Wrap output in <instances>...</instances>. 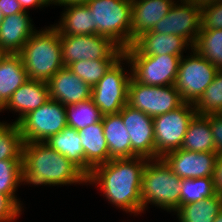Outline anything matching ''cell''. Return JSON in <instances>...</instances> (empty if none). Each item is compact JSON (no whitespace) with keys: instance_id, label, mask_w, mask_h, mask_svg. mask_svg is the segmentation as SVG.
<instances>
[{"instance_id":"1","label":"cell","mask_w":222,"mask_h":222,"mask_svg":"<svg viewBox=\"0 0 222 222\" xmlns=\"http://www.w3.org/2000/svg\"><path fill=\"white\" fill-rule=\"evenodd\" d=\"M148 160L139 156L111 159L92 170L87 184L100 187L109 203L136 216L142 212V174Z\"/></svg>"},{"instance_id":"2","label":"cell","mask_w":222,"mask_h":222,"mask_svg":"<svg viewBox=\"0 0 222 222\" xmlns=\"http://www.w3.org/2000/svg\"><path fill=\"white\" fill-rule=\"evenodd\" d=\"M20 183L35 186L86 184L87 176L45 142H31L23 144Z\"/></svg>"},{"instance_id":"3","label":"cell","mask_w":222,"mask_h":222,"mask_svg":"<svg viewBox=\"0 0 222 222\" xmlns=\"http://www.w3.org/2000/svg\"><path fill=\"white\" fill-rule=\"evenodd\" d=\"M18 55L29 79L47 82L64 67L60 34L53 25L36 30Z\"/></svg>"},{"instance_id":"4","label":"cell","mask_w":222,"mask_h":222,"mask_svg":"<svg viewBox=\"0 0 222 222\" xmlns=\"http://www.w3.org/2000/svg\"><path fill=\"white\" fill-rule=\"evenodd\" d=\"M181 180L162 158L148 160L142 174V213L148 204L175 212L180 207Z\"/></svg>"},{"instance_id":"5","label":"cell","mask_w":222,"mask_h":222,"mask_svg":"<svg viewBox=\"0 0 222 222\" xmlns=\"http://www.w3.org/2000/svg\"><path fill=\"white\" fill-rule=\"evenodd\" d=\"M94 34L109 38L119 48L131 46V0H88Z\"/></svg>"},{"instance_id":"6","label":"cell","mask_w":222,"mask_h":222,"mask_svg":"<svg viewBox=\"0 0 222 222\" xmlns=\"http://www.w3.org/2000/svg\"><path fill=\"white\" fill-rule=\"evenodd\" d=\"M131 77L143 85H174L182 56L143 55L134 45L124 50ZM130 64V65H129Z\"/></svg>"},{"instance_id":"7","label":"cell","mask_w":222,"mask_h":222,"mask_svg":"<svg viewBox=\"0 0 222 222\" xmlns=\"http://www.w3.org/2000/svg\"><path fill=\"white\" fill-rule=\"evenodd\" d=\"M183 57L179 63L174 87L185 103L195 104L212 83L219 69L192 48L190 56Z\"/></svg>"},{"instance_id":"8","label":"cell","mask_w":222,"mask_h":222,"mask_svg":"<svg viewBox=\"0 0 222 222\" xmlns=\"http://www.w3.org/2000/svg\"><path fill=\"white\" fill-rule=\"evenodd\" d=\"M17 124L24 143L45 142L68 126L66 106L50 98Z\"/></svg>"},{"instance_id":"9","label":"cell","mask_w":222,"mask_h":222,"mask_svg":"<svg viewBox=\"0 0 222 222\" xmlns=\"http://www.w3.org/2000/svg\"><path fill=\"white\" fill-rule=\"evenodd\" d=\"M64 67L81 60H119L124 50L98 34L60 35Z\"/></svg>"},{"instance_id":"10","label":"cell","mask_w":222,"mask_h":222,"mask_svg":"<svg viewBox=\"0 0 222 222\" xmlns=\"http://www.w3.org/2000/svg\"><path fill=\"white\" fill-rule=\"evenodd\" d=\"M196 114L193 103H184L176 110L153 118L155 159L181 148L188 125Z\"/></svg>"},{"instance_id":"11","label":"cell","mask_w":222,"mask_h":222,"mask_svg":"<svg viewBox=\"0 0 222 222\" xmlns=\"http://www.w3.org/2000/svg\"><path fill=\"white\" fill-rule=\"evenodd\" d=\"M126 62L127 59L121 57L92 87L91 99L103 116L119 113L127 104L131 71L122 66Z\"/></svg>"},{"instance_id":"12","label":"cell","mask_w":222,"mask_h":222,"mask_svg":"<svg viewBox=\"0 0 222 222\" xmlns=\"http://www.w3.org/2000/svg\"><path fill=\"white\" fill-rule=\"evenodd\" d=\"M185 102L174 85L150 86L135 81L128 86L127 105L155 117L182 106Z\"/></svg>"},{"instance_id":"13","label":"cell","mask_w":222,"mask_h":222,"mask_svg":"<svg viewBox=\"0 0 222 222\" xmlns=\"http://www.w3.org/2000/svg\"><path fill=\"white\" fill-rule=\"evenodd\" d=\"M201 29V7L180 0L171 7L170 11L151 32L159 34H174L183 37L192 47Z\"/></svg>"},{"instance_id":"14","label":"cell","mask_w":222,"mask_h":222,"mask_svg":"<svg viewBox=\"0 0 222 222\" xmlns=\"http://www.w3.org/2000/svg\"><path fill=\"white\" fill-rule=\"evenodd\" d=\"M119 113L130 136L131 158L155 159L153 117L127 104Z\"/></svg>"},{"instance_id":"15","label":"cell","mask_w":222,"mask_h":222,"mask_svg":"<svg viewBox=\"0 0 222 222\" xmlns=\"http://www.w3.org/2000/svg\"><path fill=\"white\" fill-rule=\"evenodd\" d=\"M218 154L216 152H194L176 149L166 153L162 159L181 179L213 177Z\"/></svg>"},{"instance_id":"16","label":"cell","mask_w":222,"mask_h":222,"mask_svg":"<svg viewBox=\"0 0 222 222\" xmlns=\"http://www.w3.org/2000/svg\"><path fill=\"white\" fill-rule=\"evenodd\" d=\"M50 98L64 106L91 99L92 87L83 82L68 67H63L48 81Z\"/></svg>"},{"instance_id":"17","label":"cell","mask_w":222,"mask_h":222,"mask_svg":"<svg viewBox=\"0 0 222 222\" xmlns=\"http://www.w3.org/2000/svg\"><path fill=\"white\" fill-rule=\"evenodd\" d=\"M33 26L26 11L4 16L0 25V50L4 54H18L36 31Z\"/></svg>"},{"instance_id":"18","label":"cell","mask_w":222,"mask_h":222,"mask_svg":"<svg viewBox=\"0 0 222 222\" xmlns=\"http://www.w3.org/2000/svg\"><path fill=\"white\" fill-rule=\"evenodd\" d=\"M176 0H131V45L168 14Z\"/></svg>"},{"instance_id":"19","label":"cell","mask_w":222,"mask_h":222,"mask_svg":"<svg viewBox=\"0 0 222 222\" xmlns=\"http://www.w3.org/2000/svg\"><path fill=\"white\" fill-rule=\"evenodd\" d=\"M50 99L47 82L29 79L22 84L11 96L7 104L0 110L19 112L15 120L18 123L26 114L37 109Z\"/></svg>"},{"instance_id":"20","label":"cell","mask_w":222,"mask_h":222,"mask_svg":"<svg viewBox=\"0 0 222 222\" xmlns=\"http://www.w3.org/2000/svg\"><path fill=\"white\" fill-rule=\"evenodd\" d=\"M78 133L84 149L85 175L88 177L95 167L112 158L109 155L107 141L103 133L102 121L78 130Z\"/></svg>"},{"instance_id":"21","label":"cell","mask_w":222,"mask_h":222,"mask_svg":"<svg viewBox=\"0 0 222 222\" xmlns=\"http://www.w3.org/2000/svg\"><path fill=\"white\" fill-rule=\"evenodd\" d=\"M133 45L143 55H177L183 56V51L192 46L181 36L174 34H159L146 31L134 40Z\"/></svg>"},{"instance_id":"22","label":"cell","mask_w":222,"mask_h":222,"mask_svg":"<svg viewBox=\"0 0 222 222\" xmlns=\"http://www.w3.org/2000/svg\"><path fill=\"white\" fill-rule=\"evenodd\" d=\"M27 80L29 78L21 57L18 54H3L0 58V110Z\"/></svg>"},{"instance_id":"23","label":"cell","mask_w":222,"mask_h":222,"mask_svg":"<svg viewBox=\"0 0 222 222\" xmlns=\"http://www.w3.org/2000/svg\"><path fill=\"white\" fill-rule=\"evenodd\" d=\"M59 24L53 26L60 35H91L94 34L92 12L85 3L64 6Z\"/></svg>"},{"instance_id":"24","label":"cell","mask_w":222,"mask_h":222,"mask_svg":"<svg viewBox=\"0 0 222 222\" xmlns=\"http://www.w3.org/2000/svg\"><path fill=\"white\" fill-rule=\"evenodd\" d=\"M102 125L110 157L112 159L131 158L130 136L123 124L121 114L103 116Z\"/></svg>"},{"instance_id":"25","label":"cell","mask_w":222,"mask_h":222,"mask_svg":"<svg viewBox=\"0 0 222 222\" xmlns=\"http://www.w3.org/2000/svg\"><path fill=\"white\" fill-rule=\"evenodd\" d=\"M181 149L194 152H216L210 127V114H196L190 121Z\"/></svg>"},{"instance_id":"26","label":"cell","mask_w":222,"mask_h":222,"mask_svg":"<svg viewBox=\"0 0 222 222\" xmlns=\"http://www.w3.org/2000/svg\"><path fill=\"white\" fill-rule=\"evenodd\" d=\"M53 150L65 156L85 174L84 149L76 129L66 126L59 133L45 141Z\"/></svg>"},{"instance_id":"27","label":"cell","mask_w":222,"mask_h":222,"mask_svg":"<svg viewBox=\"0 0 222 222\" xmlns=\"http://www.w3.org/2000/svg\"><path fill=\"white\" fill-rule=\"evenodd\" d=\"M222 211V196L215 195L201 201L180 206L175 213L179 222H214Z\"/></svg>"},{"instance_id":"28","label":"cell","mask_w":222,"mask_h":222,"mask_svg":"<svg viewBox=\"0 0 222 222\" xmlns=\"http://www.w3.org/2000/svg\"><path fill=\"white\" fill-rule=\"evenodd\" d=\"M199 55L222 70V30H200L193 45Z\"/></svg>"},{"instance_id":"29","label":"cell","mask_w":222,"mask_h":222,"mask_svg":"<svg viewBox=\"0 0 222 222\" xmlns=\"http://www.w3.org/2000/svg\"><path fill=\"white\" fill-rule=\"evenodd\" d=\"M23 144L17 123L0 121V160H22Z\"/></svg>"},{"instance_id":"30","label":"cell","mask_w":222,"mask_h":222,"mask_svg":"<svg viewBox=\"0 0 222 222\" xmlns=\"http://www.w3.org/2000/svg\"><path fill=\"white\" fill-rule=\"evenodd\" d=\"M102 117L92 99L66 106L67 124L77 131L102 121Z\"/></svg>"},{"instance_id":"31","label":"cell","mask_w":222,"mask_h":222,"mask_svg":"<svg viewBox=\"0 0 222 222\" xmlns=\"http://www.w3.org/2000/svg\"><path fill=\"white\" fill-rule=\"evenodd\" d=\"M215 195L213 177L184 178L181 180L180 206Z\"/></svg>"},{"instance_id":"32","label":"cell","mask_w":222,"mask_h":222,"mask_svg":"<svg viewBox=\"0 0 222 222\" xmlns=\"http://www.w3.org/2000/svg\"><path fill=\"white\" fill-rule=\"evenodd\" d=\"M22 160H0V194L8 196L21 210L22 203L16 191L20 184Z\"/></svg>"},{"instance_id":"33","label":"cell","mask_w":222,"mask_h":222,"mask_svg":"<svg viewBox=\"0 0 222 222\" xmlns=\"http://www.w3.org/2000/svg\"><path fill=\"white\" fill-rule=\"evenodd\" d=\"M118 60H81L68 65V69L91 87L109 71Z\"/></svg>"},{"instance_id":"34","label":"cell","mask_w":222,"mask_h":222,"mask_svg":"<svg viewBox=\"0 0 222 222\" xmlns=\"http://www.w3.org/2000/svg\"><path fill=\"white\" fill-rule=\"evenodd\" d=\"M194 106L198 115L222 112V70H218L212 83L205 89Z\"/></svg>"},{"instance_id":"35","label":"cell","mask_w":222,"mask_h":222,"mask_svg":"<svg viewBox=\"0 0 222 222\" xmlns=\"http://www.w3.org/2000/svg\"><path fill=\"white\" fill-rule=\"evenodd\" d=\"M222 30V2L217 1L201 7L200 30Z\"/></svg>"},{"instance_id":"36","label":"cell","mask_w":222,"mask_h":222,"mask_svg":"<svg viewBox=\"0 0 222 222\" xmlns=\"http://www.w3.org/2000/svg\"><path fill=\"white\" fill-rule=\"evenodd\" d=\"M22 210L6 195L0 194V222H13Z\"/></svg>"},{"instance_id":"37","label":"cell","mask_w":222,"mask_h":222,"mask_svg":"<svg viewBox=\"0 0 222 222\" xmlns=\"http://www.w3.org/2000/svg\"><path fill=\"white\" fill-rule=\"evenodd\" d=\"M210 127L216 147V153L222 155V115L210 114Z\"/></svg>"},{"instance_id":"38","label":"cell","mask_w":222,"mask_h":222,"mask_svg":"<svg viewBox=\"0 0 222 222\" xmlns=\"http://www.w3.org/2000/svg\"><path fill=\"white\" fill-rule=\"evenodd\" d=\"M0 10L4 16L25 12L17 0H0Z\"/></svg>"},{"instance_id":"39","label":"cell","mask_w":222,"mask_h":222,"mask_svg":"<svg viewBox=\"0 0 222 222\" xmlns=\"http://www.w3.org/2000/svg\"><path fill=\"white\" fill-rule=\"evenodd\" d=\"M214 188L217 195L222 196V155H218L213 173Z\"/></svg>"},{"instance_id":"40","label":"cell","mask_w":222,"mask_h":222,"mask_svg":"<svg viewBox=\"0 0 222 222\" xmlns=\"http://www.w3.org/2000/svg\"><path fill=\"white\" fill-rule=\"evenodd\" d=\"M17 1L20 3L22 9L26 12H28V10L32 7L33 8L35 7L36 9L38 7L42 8L44 6L46 7L48 6L43 0H17Z\"/></svg>"},{"instance_id":"41","label":"cell","mask_w":222,"mask_h":222,"mask_svg":"<svg viewBox=\"0 0 222 222\" xmlns=\"http://www.w3.org/2000/svg\"><path fill=\"white\" fill-rule=\"evenodd\" d=\"M182 1L190 2V3L194 4V5L202 7V6H205L207 4L215 3L218 0H182ZM178 2H179V0L177 1V3Z\"/></svg>"},{"instance_id":"42","label":"cell","mask_w":222,"mask_h":222,"mask_svg":"<svg viewBox=\"0 0 222 222\" xmlns=\"http://www.w3.org/2000/svg\"><path fill=\"white\" fill-rule=\"evenodd\" d=\"M88 0H59V6H65L68 4H78V3H85Z\"/></svg>"},{"instance_id":"43","label":"cell","mask_w":222,"mask_h":222,"mask_svg":"<svg viewBox=\"0 0 222 222\" xmlns=\"http://www.w3.org/2000/svg\"><path fill=\"white\" fill-rule=\"evenodd\" d=\"M47 5H58L59 6V0H43Z\"/></svg>"},{"instance_id":"44","label":"cell","mask_w":222,"mask_h":222,"mask_svg":"<svg viewBox=\"0 0 222 222\" xmlns=\"http://www.w3.org/2000/svg\"><path fill=\"white\" fill-rule=\"evenodd\" d=\"M214 222H222V211L215 217Z\"/></svg>"},{"instance_id":"45","label":"cell","mask_w":222,"mask_h":222,"mask_svg":"<svg viewBox=\"0 0 222 222\" xmlns=\"http://www.w3.org/2000/svg\"><path fill=\"white\" fill-rule=\"evenodd\" d=\"M3 19H4V15H3V12L0 10V25L3 22Z\"/></svg>"},{"instance_id":"46","label":"cell","mask_w":222,"mask_h":222,"mask_svg":"<svg viewBox=\"0 0 222 222\" xmlns=\"http://www.w3.org/2000/svg\"><path fill=\"white\" fill-rule=\"evenodd\" d=\"M3 54H4V53L0 50V58L3 56Z\"/></svg>"}]
</instances>
